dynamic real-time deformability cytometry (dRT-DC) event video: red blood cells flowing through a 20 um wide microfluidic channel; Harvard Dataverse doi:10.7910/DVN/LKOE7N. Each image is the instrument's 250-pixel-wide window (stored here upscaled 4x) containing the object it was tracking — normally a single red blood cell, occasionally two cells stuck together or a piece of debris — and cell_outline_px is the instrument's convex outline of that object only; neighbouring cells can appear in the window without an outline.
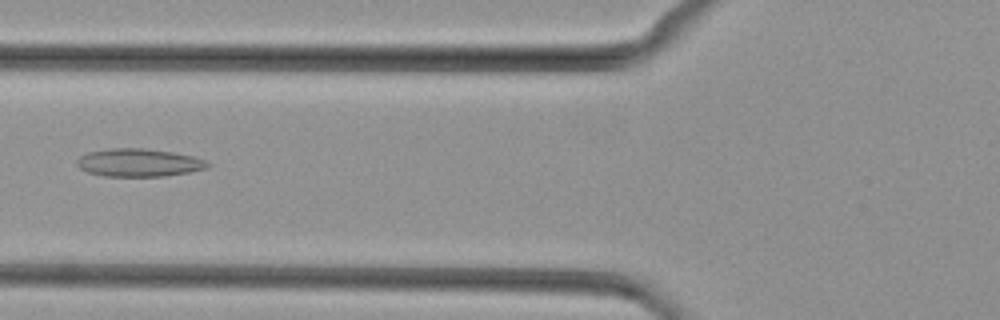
{"species": "common noctule bat (a hibernating species)", "species_latin": "Nyctalus noctula", "temperature_condition": "cold", "stored_images_in_passage": 36, "camera_frame_rate_fps": 3000, "um_per_image_px": 0.085, "animal": {"sex": "female", "body_mass_g": 29.2, "forearm_length_mm": 56.3}, "frame": {"image": 1, "passage_image": 9, "time_ms": 2.667, "image_size_px": [1000, 320], "cell_outline_px": [[212, 164], [208, 168], [188, 172], [164, 176], [104, 176], [88, 172], [80, 168], [76, 164], [76, 160], [80, 156], [88, 152], [108, 148], [144, 148], [172, 152], [192, 156], [204, 160]], "centroid_in_image_um": [11.79, 13.82], "position_along_channel_um": 114.0, "area_um2": 21.27}}
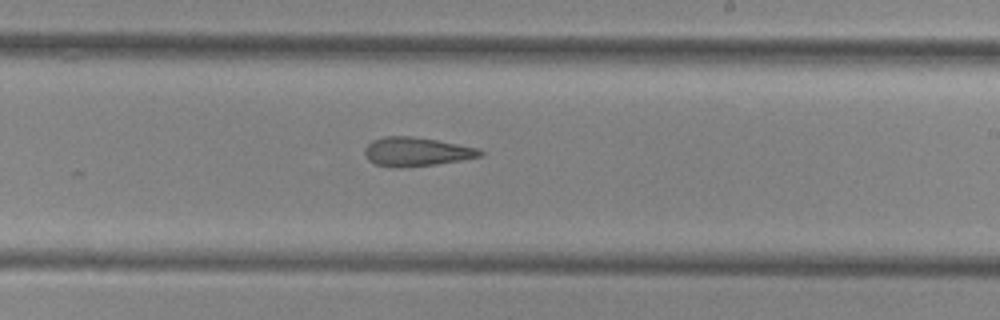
{"frame": {"image": 2, "passage_image": 19, "time_ms": 6.0, "image_size_px": [1000, 320], "cell_outline_px": [[484, 152], [480, 156], [460, 160], [436, 164], [400, 168], [388, 168], [376, 164], [368, 160], [364, 156], [364, 148], [372, 140], [384, 136], [412, 136], [436, 140], [480, 148]], "centroid_in_image_um": [35.34, 12.9], "position_along_channel_um": 253.7, "area_um2": 19.59}}
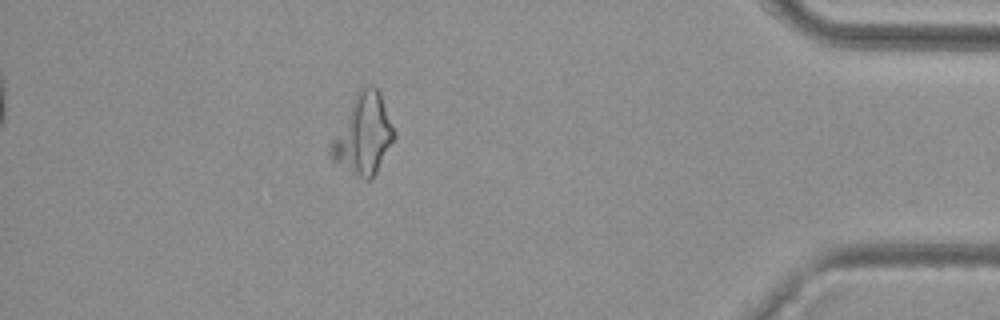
{"frame": {"image": 3, "passage_image": 33, "time_ms": 10.667, "image_size_px": [1000, 320], "cell_outline_px": [[396, 136], [376, 172], [368, 180], [364, 180], [332, 160], [328, 152], [328, 148], [356, 92], [368, 84], [372, 84], [380, 92], [396, 132]], "centroid_in_image_um": [30.9, 11.41], "position_along_channel_um": 404.3, "area_um2": 29.07}}